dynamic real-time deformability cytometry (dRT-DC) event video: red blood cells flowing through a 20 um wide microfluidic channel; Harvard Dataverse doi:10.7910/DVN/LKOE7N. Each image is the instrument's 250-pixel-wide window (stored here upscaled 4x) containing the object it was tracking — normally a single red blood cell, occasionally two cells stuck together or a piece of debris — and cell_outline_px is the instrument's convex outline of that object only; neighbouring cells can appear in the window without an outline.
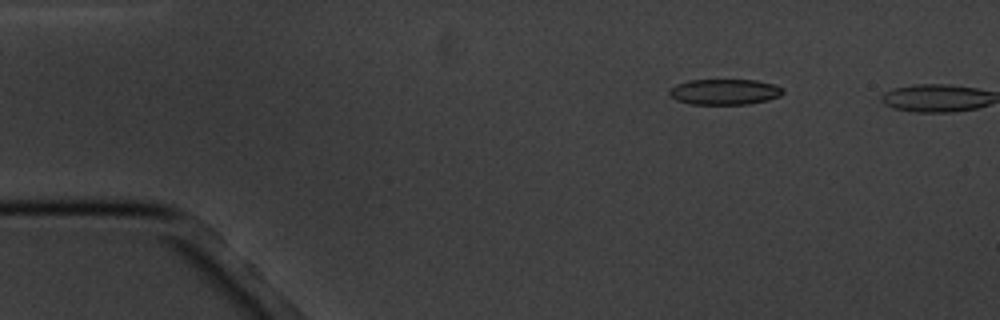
{"species": "common noctule bat (a hibernating species)", "species_latin": "Nyctalus noctula", "temperature_condition": "cold", "stored_images_in_passage": 3, "camera_frame_rate_fps": 3000, "um_per_image_px": 0.085, "animal": {"sex": "male", "body_mass_g": 20.1, "forearm_length_mm": 53.5}, "frame": {"image": 1, "passage_image": 2, "time_ms": 1.0, "image_size_px": [1000, 320], "cell_outline_px": [[784, 92], [780, 96], [768, 100], [748, 104], [692, 104], [676, 100], [668, 96], [668, 92], [676, 84], [688, 80], [756, 80], [772, 84], [784, 88]], "centroid_in_image_um": [61.58, 7.81], "position_along_channel_um": 23.4, "area_um2": 17.05}}